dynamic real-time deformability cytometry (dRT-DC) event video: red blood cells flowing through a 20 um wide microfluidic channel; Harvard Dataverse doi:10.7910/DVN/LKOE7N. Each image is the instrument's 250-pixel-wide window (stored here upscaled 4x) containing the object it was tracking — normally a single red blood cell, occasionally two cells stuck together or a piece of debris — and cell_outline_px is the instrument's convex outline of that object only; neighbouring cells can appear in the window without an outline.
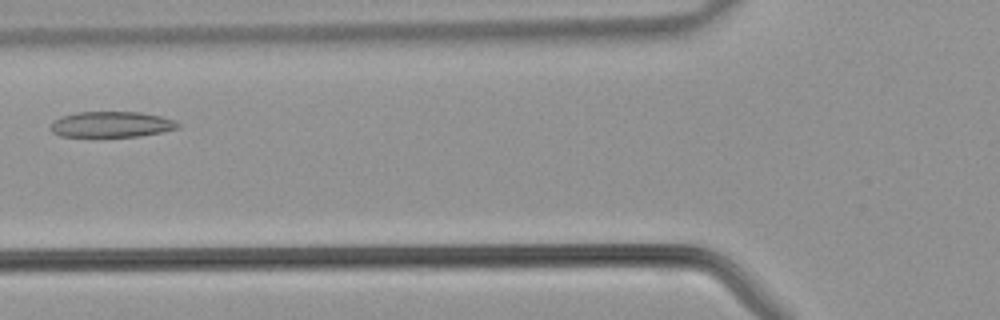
{"species": "common noctule bat (a hibernating species)", "species_latin": "Nyctalus noctula", "temperature_condition": "warm", "stored_images_in_passage": 35, "camera_frame_rate_fps": 3000, "um_per_image_px": 0.085, "animal": {"sex": "male", "body_mass_g": 21.5, "forearm_length_mm": 52.0}, "frame": {"image": 1, "passage_image": 9, "time_ms": 2.667, "image_size_px": [1000, 320], "cell_outline_px": [[180, 128], [140, 136], [60, 136], [52, 132], [48, 128], [60, 116], [76, 112], [140, 112], [164, 116], [176, 120], [180, 124]], "centroid_in_image_um": [9.51, 10.56], "position_along_channel_um": 116.3, "area_um2": 19.19}}
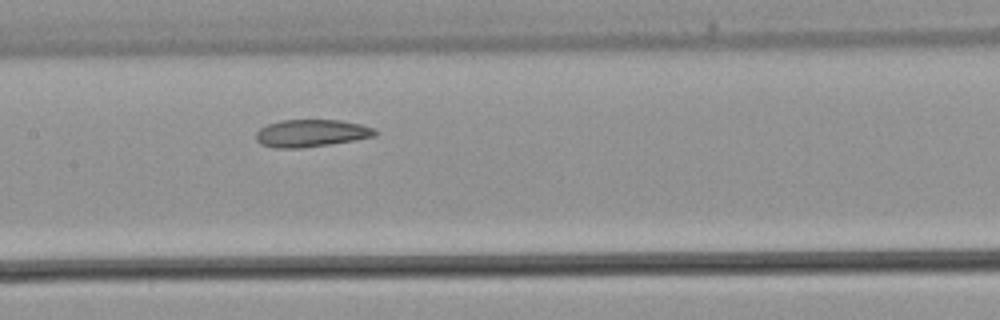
{"frame": {"image": 2, "passage_image": 13, "time_ms": 4.0, "image_size_px": [1000, 320], "cell_outline_px": [[380, 132], [376, 136], [328, 144], [300, 148], [276, 148], [260, 144], [256, 140], [256, 132], [260, 128], [268, 124], [280, 120], [340, 120], [360, 124], [372, 128]], "centroid_in_image_um": [26.43, 11.32], "position_along_channel_um": 181.0, "area_um2": 18.9}}
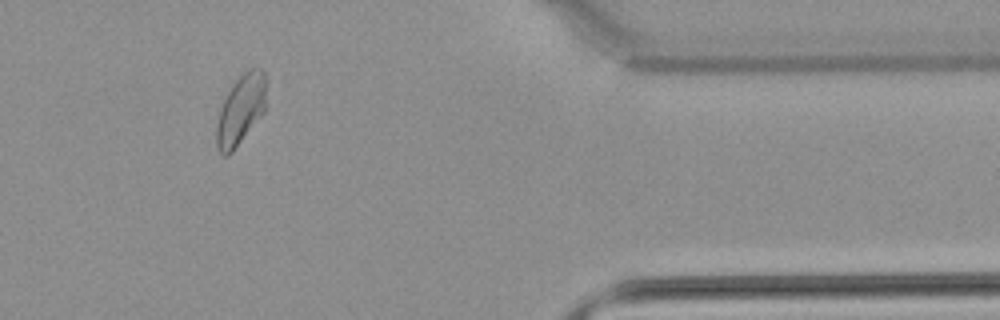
{"frame": {"image": 3, "passage_image": 28, "time_ms": 9.0, "image_size_px": [1000, 320], "cell_outline_px": [[268, 84], [264, 112], [232, 152], [228, 156], [224, 156], [216, 148], [216, 128], [220, 108], [232, 84], [248, 68], [260, 68], [264, 72], [268, 80]], "centroid_in_image_um": [20.49, 9.3], "position_along_channel_um": 390.9, "area_um2": 20.46}}